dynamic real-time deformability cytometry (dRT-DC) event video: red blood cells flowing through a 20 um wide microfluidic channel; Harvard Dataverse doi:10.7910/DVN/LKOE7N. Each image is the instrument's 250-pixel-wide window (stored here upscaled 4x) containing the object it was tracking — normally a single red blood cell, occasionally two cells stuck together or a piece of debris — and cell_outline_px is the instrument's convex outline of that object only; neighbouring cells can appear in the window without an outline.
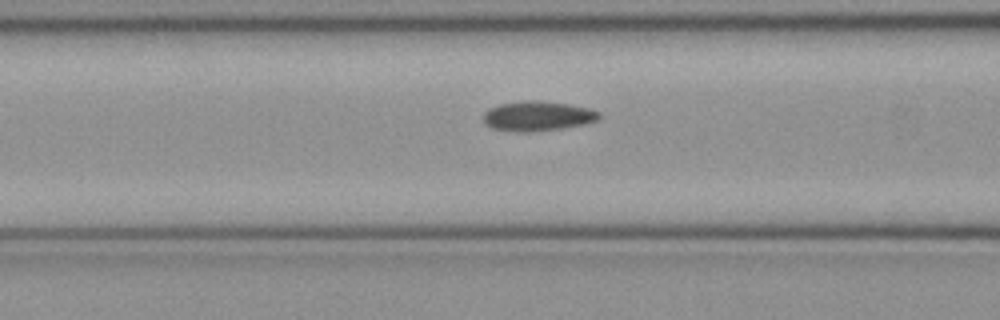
{"species": "common noctule bat (a hibernating species)", "species_latin": "Nyctalus noctula", "temperature_condition": "cold", "stored_images_in_passage": 43, "camera_frame_rate_fps": 3000, "um_per_image_px": 0.085, "animal": {"sex": "female", "body_mass_g": 21.9}, "frame": {"image": 1, "passage_image": 12, "time_ms": 3.667, "image_size_px": [1000, 320], "cell_outline_px": [[600, 116], [596, 120], [584, 124], [560, 128], [532, 132], [516, 132], [492, 128], [484, 124], [484, 112], [488, 108], [500, 104], [524, 100], [536, 100], [568, 104], [588, 108], [600, 112]], "centroid_in_image_um": [45.65, 9.86], "position_along_channel_um": 120.9, "area_um2": 20.06}}
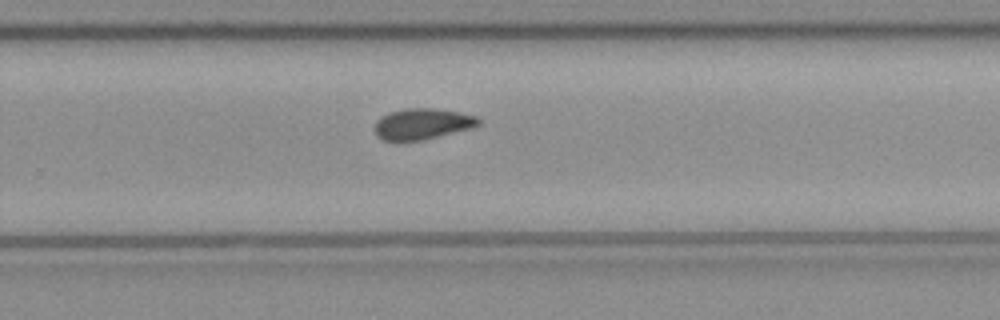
{"frame": {"image": 2, "passage_image": 25, "time_ms": 8.0, "image_size_px": [1000, 320], "cell_outline_px": [[480, 124], [468, 128], [420, 140], [384, 140], [376, 136], [372, 128], [376, 120], [380, 116], [388, 112], [404, 108], [436, 108], [460, 112], [476, 116], [480, 120]], "centroid_in_image_um": [35.81, 10.5], "position_along_channel_um": 294.0, "area_um2": 18.67}}
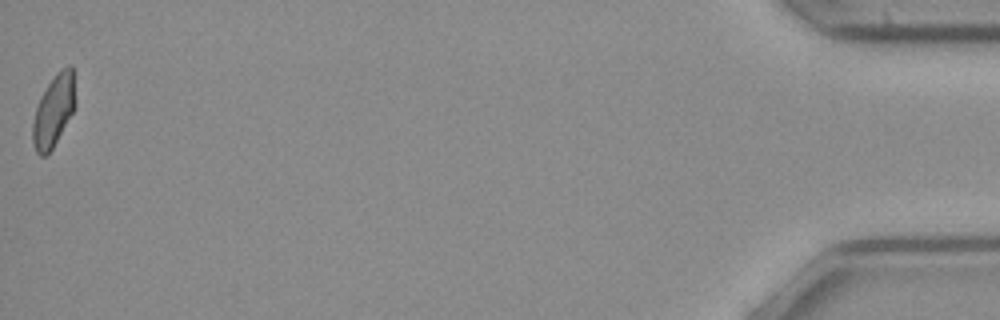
{"frame": {"image": 3, "passage_image": 43, "time_ms": 14.0, "image_size_px": [1000, 320], "cell_outline_px": [[76, 104], [72, 112], [52, 148], [44, 156], [40, 156], [36, 152], [32, 140], [32, 124], [36, 108], [40, 96], [56, 72], [60, 68], [68, 64], [72, 64]], "centroid_in_image_um": [4.56, 9.35], "position_along_channel_um": 430.6, "area_um2": 17.74}, "authors_computed_cell_mechanics": {"area_um2": 19.074, "velocity_mm_per_s": 3.997, "shape_relaxation_time_tau1_ms": null, "shape_relaxation_time_tau2_ms": 8.5993, "deformation_change_tau1": null, "deformation_change_tau2": 0.113}}